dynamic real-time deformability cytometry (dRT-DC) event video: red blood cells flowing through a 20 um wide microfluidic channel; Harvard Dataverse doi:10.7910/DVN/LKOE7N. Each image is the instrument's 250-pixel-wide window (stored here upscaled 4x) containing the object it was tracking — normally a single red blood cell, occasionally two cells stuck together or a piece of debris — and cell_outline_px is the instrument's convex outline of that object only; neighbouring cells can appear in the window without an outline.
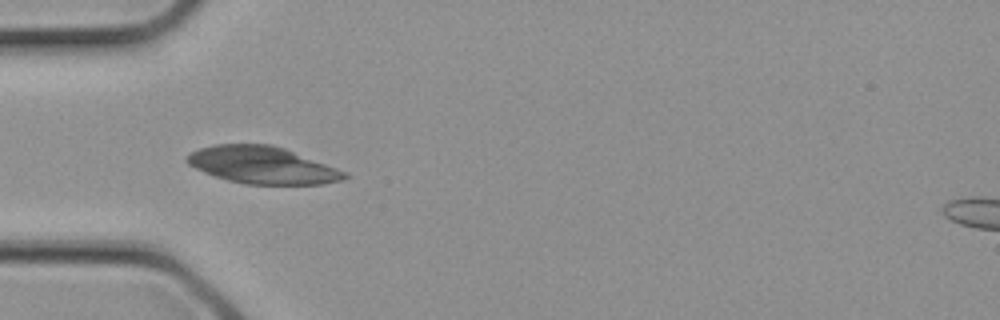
{"species": "common noctule bat (a hibernating species)", "species_latin": "Nyctalus noctula", "temperature_condition": "cold", "stored_images_in_passage": 2, "camera_frame_rate_fps": 3000, "um_per_image_px": 0.085, "animal": {"sex": "female", "body_mass_g": 21.9}, "frame": {"image": 1, "passage_image": 2, "time_ms": 0.333, "image_size_px": [1000, 320], "cell_outline_px": [[348, 176], [344, 180], [324, 184], [244, 184], [228, 180], [204, 172], [188, 164], [184, 160], [192, 152], [200, 148], [216, 144], [272, 144], [284, 148], [348, 172]], "centroid_in_image_um": [22.33, 14.04], "position_along_channel_um": 62.7, "area_um2": 33.99}}